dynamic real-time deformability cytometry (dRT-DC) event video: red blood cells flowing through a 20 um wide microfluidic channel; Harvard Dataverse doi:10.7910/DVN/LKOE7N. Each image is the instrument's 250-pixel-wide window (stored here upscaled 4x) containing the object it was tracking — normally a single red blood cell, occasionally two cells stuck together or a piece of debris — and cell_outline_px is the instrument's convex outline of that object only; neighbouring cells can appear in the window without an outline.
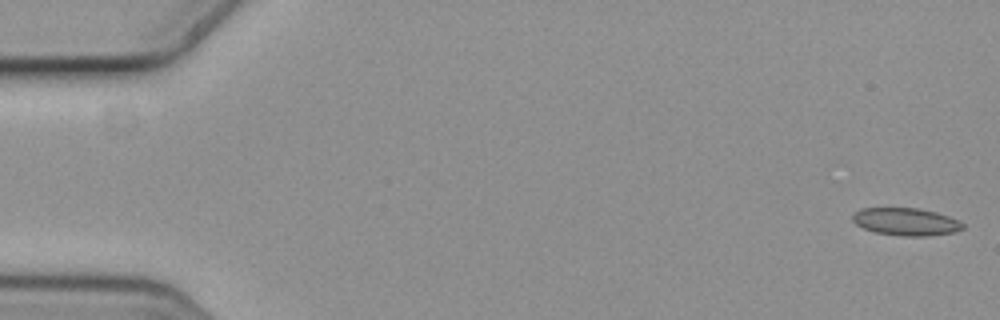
{"species": "common noctule bat (a hibernating species)", "species_latin": "Nyctalus noctula", "temperature_condition": "cold", "stored_images_in_passage": 3, "camera_frame_rate_fps": 3000, "um_per_image_px": 0.085, "animal": {"sex": "female", "body_mass_g": 19.3, "forearm_length_mm": 54.1}, "frame": {"image": 1, "passage_image": 1, "time_ms": 0.0, "image_size_px": [1000, 320], "cell_outline_px": [[964, 228], [956, 232], [928, 236], [900, 236], [872, 232], [856, 224], [852, 220], [852, 216], [856, 212], [864, 208], [916, 208], [936, 212], [948, 216], [964, 224]], "centroid_in_image_um": [77.01, 18.86], "position_along_channel_um": 8.0, "area_um2": 17.69}}